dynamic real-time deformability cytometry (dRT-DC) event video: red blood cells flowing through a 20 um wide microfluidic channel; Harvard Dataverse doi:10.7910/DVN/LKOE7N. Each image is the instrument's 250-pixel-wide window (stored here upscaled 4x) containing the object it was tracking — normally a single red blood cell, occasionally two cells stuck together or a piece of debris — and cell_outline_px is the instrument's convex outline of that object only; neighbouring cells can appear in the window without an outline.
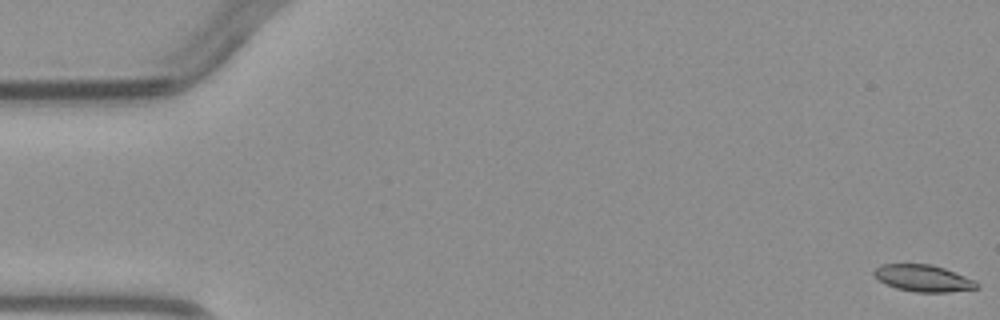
{"species": "common noctule bat (a hibernating species)", "species_latin": "Nyctalus noctula", "temperature_condition": "warm", "stored_images_in_passage": 7, "camera_frame_rate_fps": 3000, "um_per_image_px": 0.085, "animal": {"sex": "male", "body_mass_g": 23.1, "forearm_length_mm": 52.7}, "frame": {"image": 1, "passage_image": 1, "time_ms": 0.0, "image_size_px": [1000, 320], "cell_outline_px": [[980, 288], [948, 292], [916, 292], [896, 288], [884, 284], [872, 272], [880, 264], [932, 264], [944, 268], [976, 280], [980, 284]], "centroid_in_image_um": [78.51, 23.65], "position_along_channel_um": 6.5, "area_um2": 16.13}}
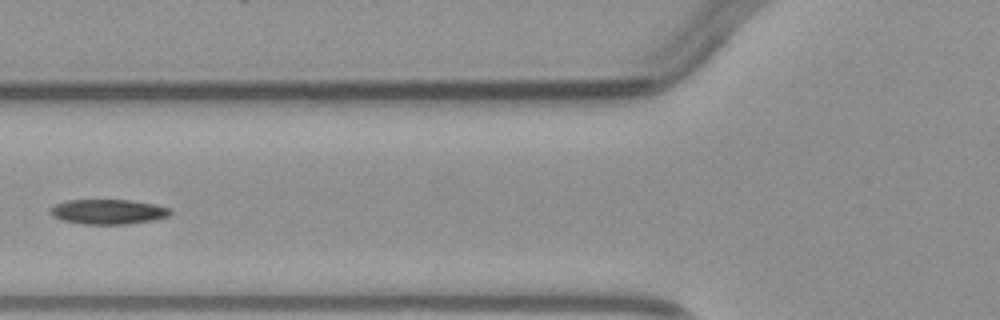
{"frame": {"image": 2, "passage_image": 6, "time_ms": 6.0, "image_size_px": [1000, 320], "cell_outline_px": [[172, 212], [168, 216], [152, 220], [128, 224], [84, 224], [64, 220], [52, 216], [48, 212], [48, 208], [56, 204], [68, 200], [132, 200], [156, 204], [172, 208]], "centroid_in_image_um": [9.2, 17.99], "position_along_channel_um": 116.6, "area_um2": 17.51}}
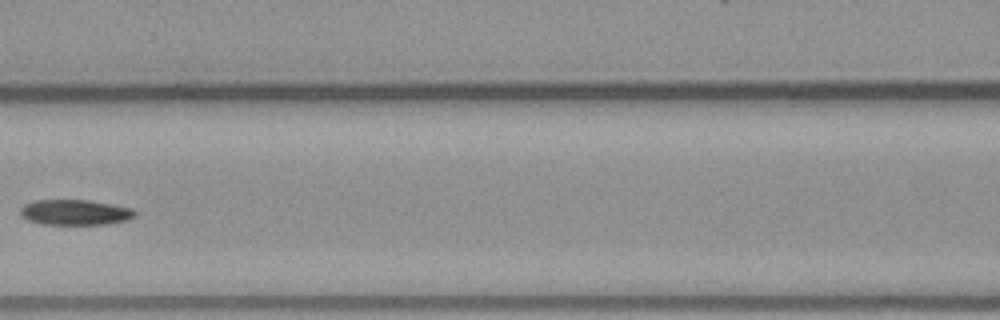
{"frame": {"image": 3, "passage_image": 7, "time_ms": 7.0, "image_size_px": [1000, 320], "cell_outline_px": [[136, 216], [128, 220], [104, 224], [44, 224], [28, 220], [20, 216], [20, 208], [24, 204], [36, 200], [88, 200], [132, 208], [136, 212]], "centroid_in_image_um": [6.37, 18.04], "position_along_channel_um": 160.2, "area_um2": 16.94}}